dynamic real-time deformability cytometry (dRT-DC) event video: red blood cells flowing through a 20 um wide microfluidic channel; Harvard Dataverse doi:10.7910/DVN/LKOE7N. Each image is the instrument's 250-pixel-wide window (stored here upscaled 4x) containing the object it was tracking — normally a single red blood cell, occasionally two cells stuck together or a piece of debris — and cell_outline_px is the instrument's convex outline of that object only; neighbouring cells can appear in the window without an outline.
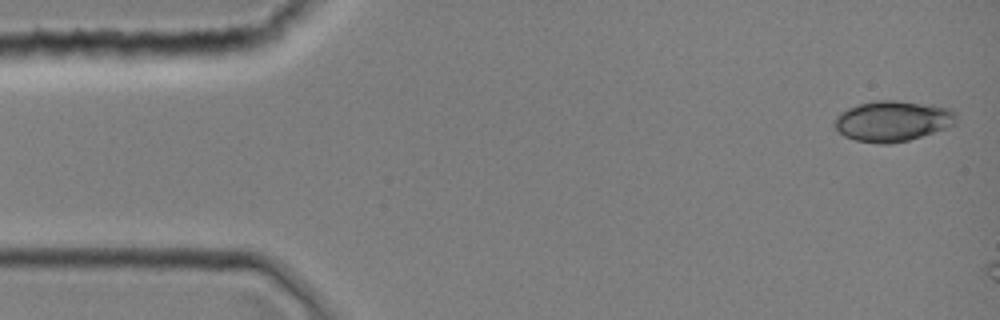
{"species": "common noctule bat (a hibernating species)", "species_latin": "Nyctalus noctula", "temperature_condition": "room temperature", "stored_images_in_passage": 5, "camera_frame_rate_fps": 3000, "um_per_image_px": 0.085, "animal": {"sex": "female", "body_mass_g": 19.0, "forearm_length_mm": 51.5}, "frame": {"image": 1, "passage_image": 1, "time_ms": 0.0, "image_size_px": [1000, 320], "cell_outline_px": [[956, 124], [908, 140], [892, 144], [880, 144], [856, 140], [844, 136], [832, 124], [832, 120], [840, 112], [848, 108], [860, 104], [876, 100], [896, 100], [932, 104], [948, 108], [956, 112]], "centroid_in_image_um": [75.85, 10.28], "position_along_channel_um": 9.2, "area_um2": 28.9}}